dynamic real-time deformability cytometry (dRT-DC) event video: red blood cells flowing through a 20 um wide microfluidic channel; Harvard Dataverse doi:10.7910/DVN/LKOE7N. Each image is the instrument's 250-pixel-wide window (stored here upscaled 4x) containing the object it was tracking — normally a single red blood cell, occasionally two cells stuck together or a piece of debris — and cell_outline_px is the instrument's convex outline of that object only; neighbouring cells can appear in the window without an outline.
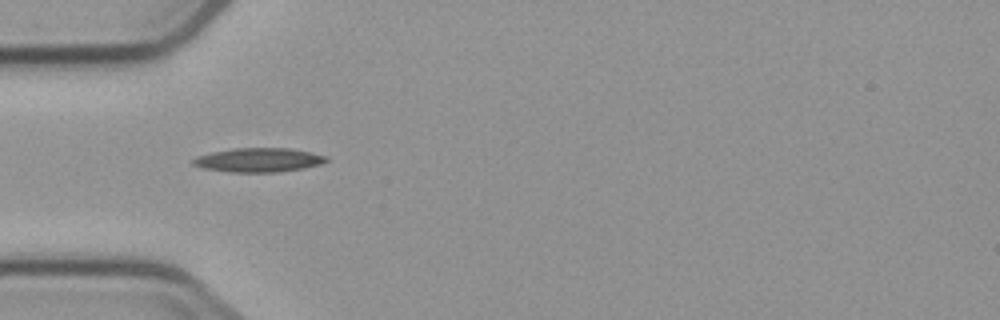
{"species": "common noctule bat (a hibernating species)", "species_latin": "Nyctalus noctula", "temperature_condition": "cold", "stored_images_in_passage": 2, "camera_frame_rate_fps": 3000, "um_per_image_px": 0.085, "animal": {"sex": "male", "body_mass_g": 23.1, "forearm_length_mm": 52.7}, "frame": {"image": 1, "passage_image": 1, "time_ms": 0.0, "image_size_px": [1000, 320], "cell_outline_px": [[328, 160], [320, 164], [304, 168], [276, 172], [232, 172], [204, 168], [192, 164], [192, 160], [196, 156], [212, 152], [232, 148], [288, 148], [308, 152], [324, 156]], "centroid_in_image_um": [21.93, 13.6], "position_along_channel_um": 63.1, "area_um2": 18.44}}
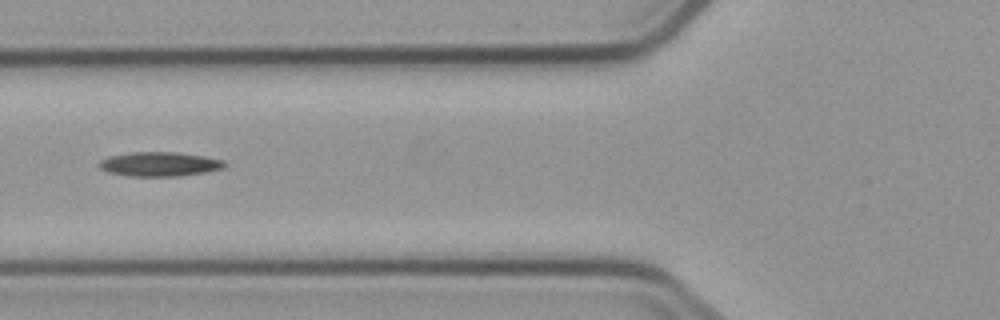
{"frame": {"image": 2, "passage_image": 2, "time_ms": 1.333, "image_size_px": [1000, 320], "cell_outline_px": [[228, 164], [224, 168], [204, 172], [180, 176], [128, 176], [108, 172], [100, 168], [96, 164], [100, 160], [108, 156], [132, 152], [176, 152], [224, 160]], "centroid_in_image_um": [13.52, 13.95], "position_along_channel_um": 112.3, "area_um2": 17.8}}